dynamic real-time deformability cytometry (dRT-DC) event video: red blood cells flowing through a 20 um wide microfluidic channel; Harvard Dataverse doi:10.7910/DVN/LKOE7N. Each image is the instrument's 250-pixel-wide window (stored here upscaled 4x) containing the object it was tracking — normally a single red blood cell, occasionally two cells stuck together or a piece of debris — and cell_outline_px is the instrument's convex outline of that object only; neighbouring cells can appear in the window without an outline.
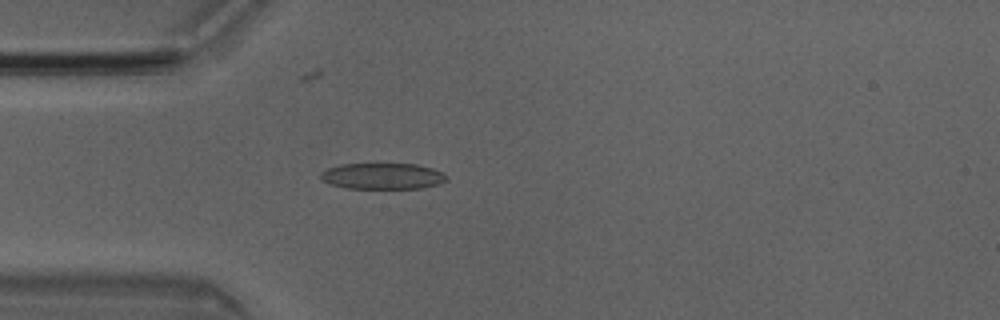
{"species": "Egyptian fruit bat (a non-hibernating species)", "species_latin": "Rousettus aegyptiacus", "temperature_condition": "room temperature", "stored_images_in_passage": 4, "camera_frame_rate_fps": 3000, "um_per_image_px": 0.085, "animal": {"sex": "male"}, "frame": {"image": 1, "passage_image": 4, "time_ms": 1.0, "image_size_px": [1000, 320], "cell_outline_px": [[448, 180], [440, 184], [424, 188], [344, 188], [328, 184], [320, 180], [320, 172], [328, 168], [344, 164], [376, 160], [416, 164], [432, 168], [444, 172], [448, 176]], "centroid_in_image_um": [32.52, 14.92], "position_along_channel_um": 52.5, "area_um2": 20.46}}